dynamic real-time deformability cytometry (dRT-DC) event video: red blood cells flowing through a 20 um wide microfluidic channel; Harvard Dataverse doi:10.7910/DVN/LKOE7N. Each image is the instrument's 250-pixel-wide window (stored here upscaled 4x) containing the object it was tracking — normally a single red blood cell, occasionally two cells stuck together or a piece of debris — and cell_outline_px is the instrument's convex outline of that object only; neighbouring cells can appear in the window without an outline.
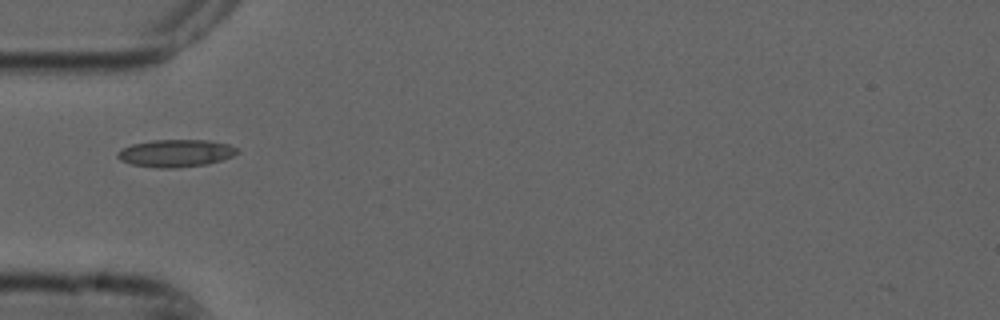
{"species": "common noctule bat (a hibernating species)", "species_latin": "Nyctalus noctula", "temperature_condition": "cold", "stored_images_in_passage": 32, "camera_frame_rate_fps": 3000, "um_per_image_px": 0.085, "animal": {"sex": "male", "forearm_length_mm": 52.5}, "frame": {"image": 1, "passage_image": 1, "time_ms": 0.0, "image_size_px": [1000, 320], "cell_outline_px": [[240, 152], [232, 156], [208, 164], [180, 168], [156, 168], [132, 164], [120, 160], [116, 156], [116, 152], [132, 144], [152, 140], [208, 140], [228, 144], [240, 148]], "centroid_in_image_um": [14.96, 13.02], "position_along_channel_um": 70.0, "area_um2": 19.31}}
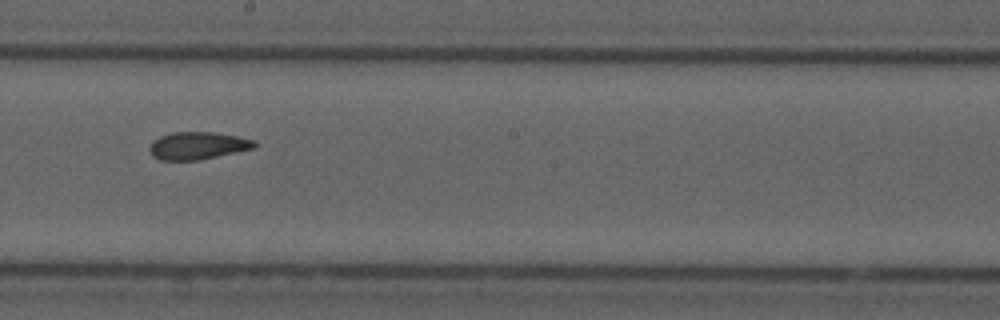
{"frame": {"image": 2, "passage_image": 14, "time_ms": 4.333, "image_size_px": [1000, 320], "cell_outline_px": [[256, 148], [200, 160], [160, 160], [152, 156], [148, 148], [152, 140], [160, 136], [172, 132], [212, 132], [236, 136], [256, 140]], "centroid_in_image_um": [16.79, 12.38], "position_along_channel_um": 231.4, "area_um2": 16.99}}
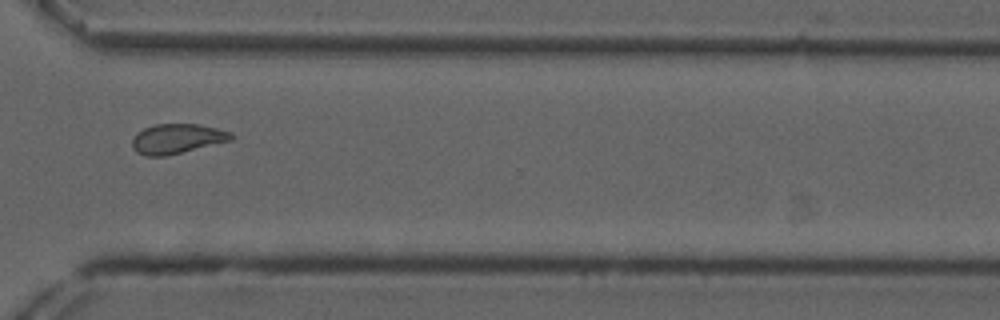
{"frame": {"image": 3, "passage_image": 24, "time_ms": 7.667, "image_size_px": [1000, 320], "cell_outline_px": [[236, 136], [232, 140], [168, 156], [144, 156], [136, 152], [132, 148], [132, 140], [136, 132], [144, 128], [156, 124], [200, 124], [232, 132]], "centroid_in_image_um": [15.05, 11.8], "position_along_channel_um": 355.5, "area_um2": 17.46}, "authors_computed_cell_mechanics": {"area_um2": 17.2533, "velocity_mm_per_s": 3.723, "shape_relaxation_time_tau1_ms": null, "shape_relaxation_time_tau2_ms": 1.6942, "deformation_change_tau1": null, "deformation_change_tau2": 0.057}}